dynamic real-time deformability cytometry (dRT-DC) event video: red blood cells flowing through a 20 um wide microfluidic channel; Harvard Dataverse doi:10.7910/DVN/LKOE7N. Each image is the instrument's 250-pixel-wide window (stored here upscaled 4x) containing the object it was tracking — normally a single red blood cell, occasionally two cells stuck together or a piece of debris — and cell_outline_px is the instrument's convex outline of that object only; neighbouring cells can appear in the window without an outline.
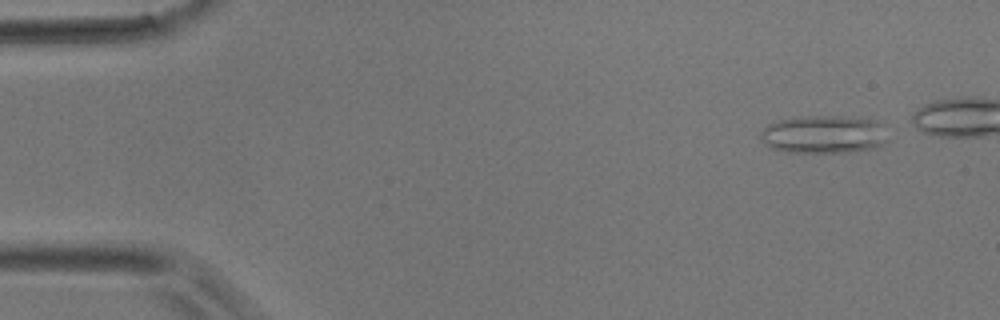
{"species": "common noctule bat (a hibernating species)", "species_latin": "Nyctalus noctula", "temperature_condition": "room temperature", "stored_images_in_passage": 5, "camera_frame_rate_fps": 3000, "um_per_image_px": 0.085, "animal": {"sex": "male", "body_mass_g": 17.9}, "frame": {"image": 1, "passage_image": 2, "time_ms": 0.333, "image_size_px": [1000, 320], "cell_outline_px": [[888, 140], [884, 144], [872, 148], [848, 152], [788, 152], [772, 148], [760, 136], [760, 132], [768, 124], [792, 116], [840, 116], [876, 120], [884, 124]], "centroid_in_image_um": [70.06, 11.41], "position_along_channel_um": 14.9, "area_um2": 28.32}}